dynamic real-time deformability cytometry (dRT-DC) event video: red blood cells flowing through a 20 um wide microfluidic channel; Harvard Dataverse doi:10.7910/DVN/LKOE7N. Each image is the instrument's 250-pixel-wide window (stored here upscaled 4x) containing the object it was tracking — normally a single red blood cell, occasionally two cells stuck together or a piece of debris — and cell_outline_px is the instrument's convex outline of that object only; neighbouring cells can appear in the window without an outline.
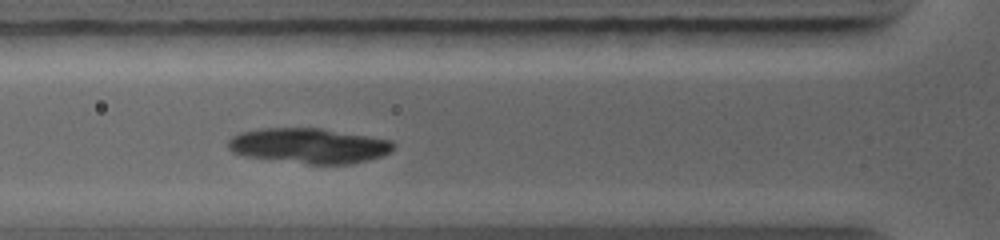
{"species": "common noctule bat (a hibernating species)", "species_latin": "Nyctalus noctula", "temperature_condition": "warm", "stored_images_in_passage": 39, "camera_frame_rate_fps": 5000, "um_per_image_px": 0.085, "animal": {"sex": "female", "body_mass_g": 19.0, "forearm_length_mm": 56.7}, "frame": {"image": 1, "passage_image": 6, "time_ms": 0.6, "image_size_px": [1000, 240], "cell_outline_px": [[396, 144], [392, 152], [368, 160], [352, 164], [308, 164], [244, 156], [232, 152], [228, 148], [228, 140], [232, 136], [240, 132], [260, 128], [320, 128], [392, 140]], "centroid_in_image_um": [26.27, 12.39], "position_along_channel_um": 99.5, "area_um2": 34.04}}